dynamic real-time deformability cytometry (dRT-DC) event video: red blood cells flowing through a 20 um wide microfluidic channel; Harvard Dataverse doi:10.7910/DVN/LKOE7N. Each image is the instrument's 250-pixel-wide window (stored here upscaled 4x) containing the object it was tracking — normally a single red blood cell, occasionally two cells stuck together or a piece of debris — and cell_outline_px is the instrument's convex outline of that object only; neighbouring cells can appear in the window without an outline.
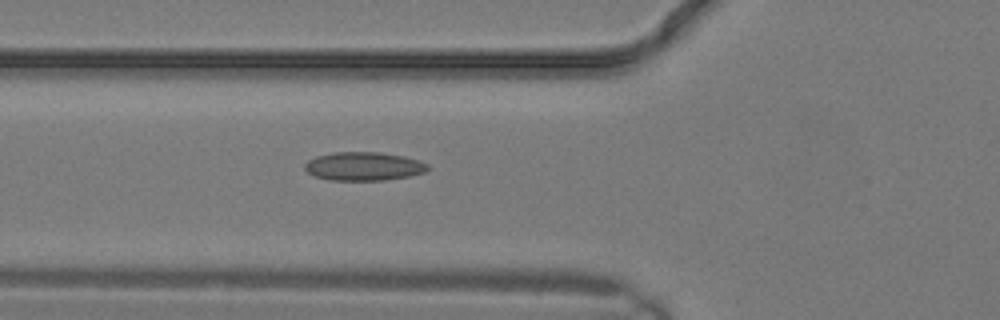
{"species": "common noctule bat (a hibernating species)", "species_latin": "Nyctalus noctula", "temperature_condition": "warm", "stored_images_in_passage": 10, "camera_frame_rate_fps": 3000, "um_per_image_px": 0.085, "animal": {"sex": "male", "body_mass_g": 19.2, "forearm_length_mm": 51.8}, "frame": {"image": 1, "passage_image": 10, "time_ms": 3.0, "image_size_px": [1000, 320], "cell_outline_px": [[428, 168], [424, 172], [408, 176], [384, 180], [332, 180], [316, 176], [308, 172], [304, 168], [304, 164], [308, 160], [316, 156], [332, 152], [380, 152], [404, 156], [420, 160], [428, 164]], "centroid_in_image_um": [30.91, 14.12], "position_along_channel_um": 94.9, "area_um2": 20.4}}